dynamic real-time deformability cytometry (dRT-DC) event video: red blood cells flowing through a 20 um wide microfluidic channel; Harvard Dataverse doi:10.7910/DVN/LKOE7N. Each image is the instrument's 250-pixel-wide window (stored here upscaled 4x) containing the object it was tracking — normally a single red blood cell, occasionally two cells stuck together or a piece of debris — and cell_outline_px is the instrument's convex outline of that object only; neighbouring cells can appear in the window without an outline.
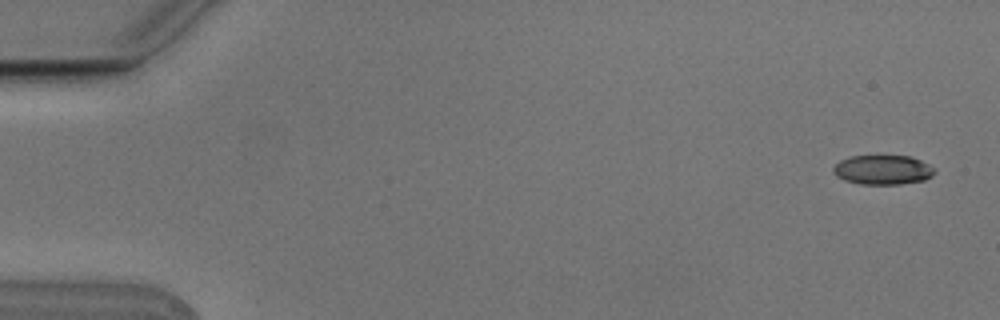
{"species": "Egyptian fruit bat (a non-hibernating species)", "species_latin": "Rousettus aegyptiacus", "temperature_condition": "cold", "stored_images_in_passage": 3, "camera_frame_rate_fps": 3000, "um_per_image_px": 0.085, "animal": {"sex": "male"}, "frame": {"image": 1, "passage_image": 1, "time_ms": 0.0, "image_size_px": [1000, 320], "cell_outline_px": [[936, 172], [932, 176], [924, 180], [900, 184], [860, 184], [844, 180], [836, 176], [832, 172], [832, 168], [840, 160], [852, 156], [912, 156], [936, 168]], "centroid_in_image_um": [75.05, 14.44], "position_along_channel_um": 10.0, "area_um2": 17.51}}